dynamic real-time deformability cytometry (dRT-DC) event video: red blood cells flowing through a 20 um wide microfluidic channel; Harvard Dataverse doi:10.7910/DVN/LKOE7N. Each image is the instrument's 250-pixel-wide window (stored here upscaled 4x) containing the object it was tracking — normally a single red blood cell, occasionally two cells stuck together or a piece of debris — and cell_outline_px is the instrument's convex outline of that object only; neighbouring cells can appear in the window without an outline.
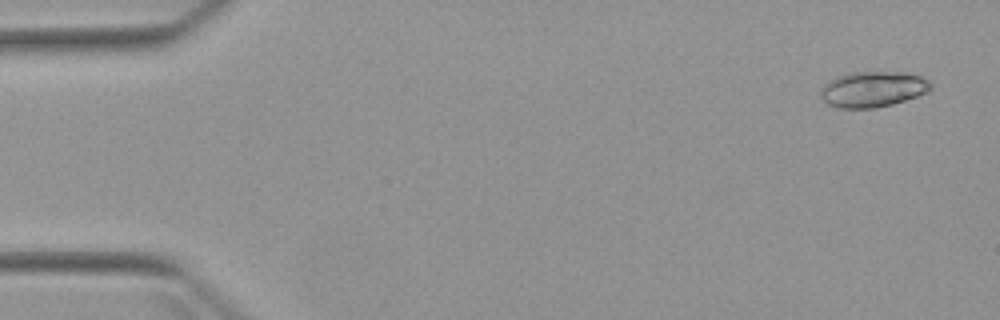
{"species": "Egyptian fruit bat (a non-hibernating species)", "species_latin": "Rousettus aegyptiacus", "temperature_condition": "warm", "stored_images_in_passage": 6, "camera_frame_rate_fps": 3000, "um_per_image_px": 0.085, "animal": {"sex": "female"}, "frame": {"image": 1, "passage_image": 6, "time_ms": 6.0, "image_size_px": [1000, 320], "cell_outline_px": [[932, 88], [928, 92], [892, 104], [876, 108], [836, 108], [828, 104], [820, 96], [820, 88], [824, 84], [836, 76], [848, 72], [904, 72], [920, 76], [928, 80], [932, 84]], "centroid_in_image_um": [74.17, 7.58], "position_along_channel_um": 10.8, "area_um2": 23.06}}